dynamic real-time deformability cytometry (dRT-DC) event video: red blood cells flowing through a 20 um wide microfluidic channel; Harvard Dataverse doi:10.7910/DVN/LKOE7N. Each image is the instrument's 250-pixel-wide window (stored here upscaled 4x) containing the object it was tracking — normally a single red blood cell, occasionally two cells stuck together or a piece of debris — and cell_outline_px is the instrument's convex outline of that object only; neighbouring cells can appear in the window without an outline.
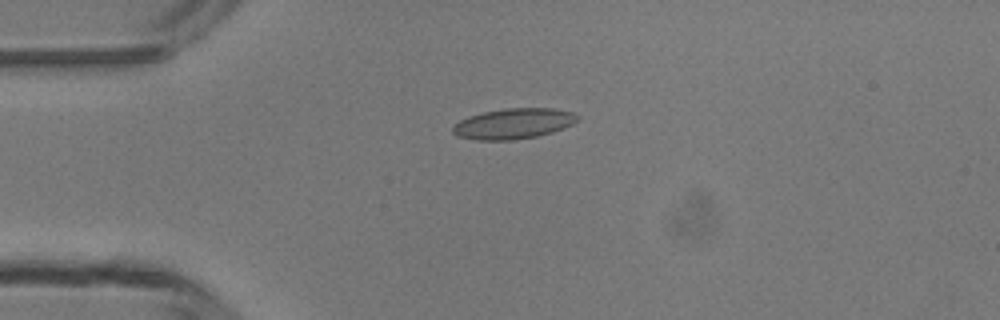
{"species": "common noctule bat (a hibernating species)", "species_latin": "Nyctalus noctula", "temperature_condition": "room temperature", "stored_images_in_passage": 6, "camera_frame_rate_fps": 3000, "um_per_image_px": 0.085, "animal": {"sex": "male", "body_mass_g": 13.3}, "frame": {"image": 1, "passage_image": 4, "time_ms": 3.333, "image_size_px": [1000, 320], "cell_outline_px": [[580, 116], [572, 124], [564, 128], [552, 132], [536, 136], [512, 140], [476, 140], [456, 136], [452, 132], [452, 128], [460, 120], [468, 116], [484, 112], [504, 108], [556, 108], [572, 112]], "centroid_in_image_um": [43.64, 10.5], "position_along_channel_um": 41.4, "area_um2": 22.2}}